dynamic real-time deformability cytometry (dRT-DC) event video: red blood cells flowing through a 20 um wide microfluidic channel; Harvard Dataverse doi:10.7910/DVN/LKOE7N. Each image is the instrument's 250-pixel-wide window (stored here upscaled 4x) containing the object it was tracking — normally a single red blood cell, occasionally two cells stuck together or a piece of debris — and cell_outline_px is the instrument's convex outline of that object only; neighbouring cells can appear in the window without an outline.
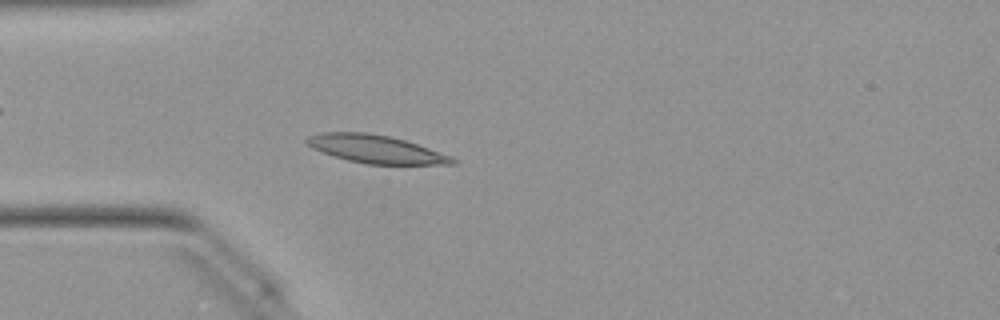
{"species": "Egyptian fruit bat (a non-hibernating species)", "species_latin": "Rousettus aegyptiacus", "temperature_condition": "warm", "stored_images_in_passage": 49, "camera_frame_rate_fps": 3000, "um_per_image_px": 0.085, "animal": {"sex": "female"}, "frame": {"image": 1, "passage_image": 13, "time_ms": 4.0, "image_size_px": [1000, 320], "cell_outline_px": [[456, 164], [364, 164], [332, 156], [312, 148], [304, 140], [308, 136], [320, 132], [364, 132], [388, 136], [404, 140], [452, 156], [456, 160]], "centroid_in_image_um": [31.9, 12.67], "position_along_channel_um": 53.1, "area_um2": 23.64}}
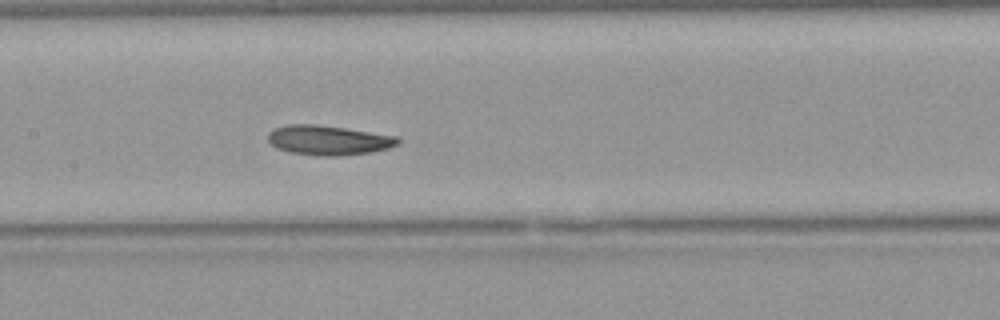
{"frame": {"image": 2, "passage_image": 23, "time_ms": 7.333, "image_size_px": [1000, 320], "cell_outline_px": [[400, 140], [396, 144], [388, 148], [372, 152], [336, 156], [316, 156], [288, 152], [276, 148], [268, 140], [268, 132], [276, 128], [288, 124], [316, 124], [344, 128], [396, 136]], "centroid_in_image_um": [27.87, 11.92], "position_along_channel_um": 179.5, "area_um2": 22.37}}
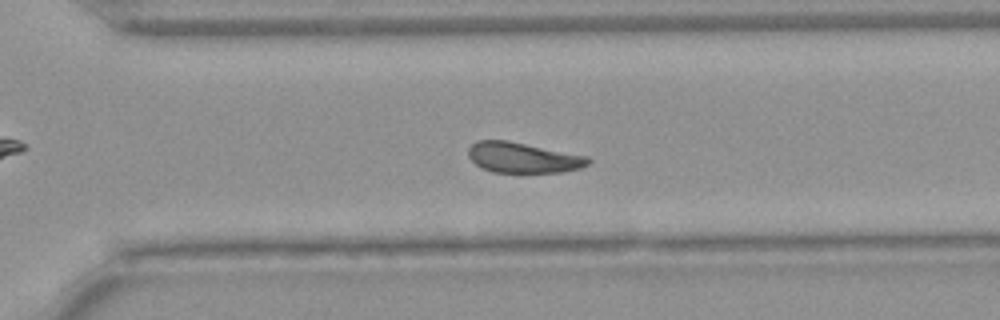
{"frame": {"image": 3, "passage_image": 34, "time_ms": 11.0, "image_size_px": [1000, 320], "cell_outline_px": [[592, 160], [588, 164], [580, 168], [560, 172], [492, 172], [480, 168], [468, 156], [468, 148], [476, 140], [508, 140], [588, 156]], "centroid_in_image_um": [44.44, 13.39], "position_along_channel_um": 326.2, "area_um2": 21.33}, "authors_computed_cell_mechanics": {"area_um2": 22.253, "velocity_mm_per_s": 4.0115, "shape_relaxation_time_tau1_ms": 5.2057, "shape_relaxation_time_tau2_ms": 5.8093, "deformation_change_tau1": 0.124, "deformation_change_tau2": 0.1439}}